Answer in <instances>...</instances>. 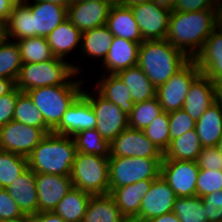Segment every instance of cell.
<instances>
[{
    "instance_id": "cell-1",
    "label": "cell",
    "mask_w": 222,
    "mask_h": 222,
    "mask_svg": "<svg viewBox=\"0 0 222 222\" xmlns=\"http://www.w3.org/2000/svg\"><path fill=\"white\" fill-rule=\"evenodd\" d=\"M215 29L216 10H172L166 40L193 59Z\"/></svg>"
},
{
    "instance_id": "cell-2",
    "label": "cell",
    "mask_w": 222,
    "mask_h": 222,
    "mask_svg": "<svg viewBox=\"0 0 222 222\" xmlns=\"http://www.w3.org/2000/svg\"><path fill=\"white\" fill-rule=\"evenodd\" d=\"M190 58L165 40L143 41L138 66L157 88L178 72Z\"/></svg>"
},
{
    "instance_id": "cell-3",
    "label": "cell",
    "mask_w": 222,
    "mask_h": 222,
    "mask_svg": "<svg viewBox=\"0 0 222 222\" xmlns=\"http://www.w3.org/2000/svg\"><path fill=\"white\" fill-rule=\"evenodd\" d=\"M76 153L72 137L49 133L27 157L28 167L35 174L70 176Z\"/></svg>"
},
{
    "instance_id": "cell-4",
    "label": "cell",
    "mask_w": 222,
    "mask_h": 222,
    "mask_svg": "<svg viewBox=\"0 0 222 222\" xmlns=\"http://www.w3.org/2000/svg\"><path fill=\"white\" fill-rule=\"evenodd\" d=\"M69 79L64 85L45 86L28 90L35 107L41 112L45 123L53 130L61 121L63 114L82 93L85 82L78 77ZM84 83V84H83Z\"/></svg>"
},
{
    "instance_id": "cell-5",
    "label": "cell",
    "mask_w": 222,
    "mask_h": 222,
    "mask_svg": "<svg viewBox=\"0 0 222 222\" xmlns=\"http://www.w3.org/2000/svg\"><path fill=\"white\" fill-rule=\"evenodd\" d=\"M81 69L59 57L38 63H23L16 87L21 92H27L38 87L64 85L75 73H81Z\"/></svg>"
},
{
    "instance_id": "cell-6",
    "label": "cell",
    "mask_w": 222,
    "mask_h": 222,
    "mask_svg": "<svg viewBox=\"0 0 222 222\" xmlns=\"http://www.w3.org/2000/svg\"><path fill=\"white\" fill-rule=\"evenodd\" d=\"M70 178L73 187L91 195L109 194V158L77 152Z\"/></svg>"
},
{
    "instance_id": "cell-7",
    "label": "cell",
    "mask_w": 222,
    "mask_h": 222,
    "mask_svg": "<svg viewBox=\"0 0 222 222\" xmlns=\"http://www.w3.org/2000/svg\"><path fill=\"white\" fill-rule=\"evenodd\" d=\"M163 158L110 157L109 189L160 176Z\"/></svg>"
},
{
    "instance_id": "cell-8",
    "label": "cell",
    "mask_w": 222,
    "mask_h": 222,
    "mask_svg": "<svg viewBox=\"0 0 222 222\" xmlns=\"http://www.w3.org/2000/svg\"><path fill=\"white\" fill-rule=\"evenodd\" d=\"M200 74L196 62L190 59L167 82L156 88V97L163 112L182 109L190 85Z\"/></svg>"
},
{
    "instance_id": "cell-9",
    "label": "cell",
    "mask_w": 222,
    "mask_h": 222,
    "mask_svg": "<svg viewBox=\"0 0 222 222\" xmlns=\"http://www.w3.org/2000/svg\"><path fill=\"white\" fill-rule=\"evenodd\" d=\"M96 95L82 90L95 113L97 123L95 129L111 143L123 130L128 128V116L113 102L104 98L97 90Z\"/></svg>"
},
{
    "instance_id": "cell-10",
    "label": "cell",
    "mask_w": 222,
    "mask_h": 222,
    "mask_svg": "<svg viewBox=\"0 0 222 222\" xmlns=\"http://www.w3.org/2000/svg\"><path fill=\"white\" fill-rule=\"evenodd\" d=\"M139 26L143 41L165 40L172 10L156 1L130 7Z\"/></svg>"
},
{
    "instance_id": "cell-11",
    "label": "cell",
    "mask_w": 222,
    "mask_h": 222,
    "mask_svg": "<svg viewBox=\"0 0 222 222\" xmlns=\"http://www.w3.org/2000/svg\"><path fill=\"white\" fill-rule=\"evenodd\" d=\"M46 135L40 128L12 120L0 127V150L28 157Z\"/></svg>"
},
{
    "instance_id": "cell-12",
    "label": "cell",
    "mask_w": 222,
    "mask_h": 222,
    "mask_svg": "<svg viewBox=\"0 0 222 222\" xmlns=\"http://www.w3.org/2000/svg\"><path fill=\"white\" fill-rule=\"evenodd\" d=\"M199 170L196 161L163 160L160 175L177 197H193Z\"/></svg>"
},
{
    "instance_id": "cell-13",
    "label": "cell",
    "mask_w": 222,
    "mask_h": 222,
    "mask_svg": "<svg viewBox=\"0 0 222 222\" xmlns=\"http://www.w3.org/2000/svg\"><path fill=\"white\" fill-rule=\"evenodd\" d=\"M110 157L163 158L143 130L127 128L110 143Z\"/></svg>"
},
{
    "instance_id": "cell-14",
    "label": "cell",
    "mask_w": 222,
    "mask_h": 222,
    "mask_svg": "<svg viewBox=\"0 0 222 222\" xmlns=\"http://www.w3.org/2000/svg\"><path fill=\"white\" fill-rule=\"evenodd\" d=\"M176 194L161 175L154 179L148 193L143 197L139 216L133 222L149 219L172 212Z\"/></svg>"
},
{
    "instance_id": "cell-15",
    "label": "cell",
    "mask_w": 222,
    "mask_h": 222,
    "mask_svg": "<svg viewBox=\"0 0 222 222\" xmlns=\"http://www.w3.org/2000/svg\"><path fill=\"white\" fill-rule=\"evenodd\" d=\"M96 123L97 119L91 103L81 93L63 114L60 123L52 133L72 137L80 131L95 128Z\"/></svg>"
},
{
    "instance_id": "cell-16",
    "label": "cell",
    "mask_w": 222,
    "mask_h": 222,
    "mask_svg": "<svg viewBox=\"0 0 222 222\" xmlns=\"http://www.w3.org/2000/svg\"><path fill=\"white\" fill-rule=\"evenodd\" d=\"M117 2L77 1L67 8L68 20L82 33L106 25L110 8Z\"/></svg>"
},
{
    "instance_id": "cell-17",
    "label": "cell",
    "mask_w": 222,
    "mask_h": 222,
    "mask_svg": "<svg viewBox=\"0 0 222 222\" xmlns=\"http://www.w3.org/2000/svg\"><path fill=\"white\" fill-rule=\"evenodd\" d=\"M72 187L70 176L36 174L38 212H52Z\"/></svg>"
},
{
    "instance_id": "cell-18",
    "label": "cell",
    "mask_w": 222,
    "mask_h": 222,
    "mask_svg": "<svg viewBox=\"0 0 222 222\" xmlns=\"http://www.w3.org/2000/svg\"><path fill=\"white\" fill-rule=\"evenodd\" d=\"M24 3L32 14V37L46 38L59 24L67 18V8L54 3L33 0Z\"/></svg>"
},
{
    "instance_id": "cell-19",
    "label": "cell",
    "mask_w": 222,
    "mask_h": 222,
    "mask_svg": "<svg viewBox=\"0 0 222 222\" xmlns=\"http://www.w3.org/2000/svg\"><path fill=\"white\" fill-rule=\"evenodd\" d=\"M196 62L202 75L212 82L222 78V31L215 29L206 39L202 49L195 55Z\"/></svg>"
},
{
    "instance_id": "cell-20",
    "label": "cell",
    "mask_w": 222,
    "mask_h": 222,
    "mask_svg": "<svg viewBox=\"0 0 222 222\" xmlns=\"http://www.w3.org/2000/svg\"><path fill=\"white\" fill-rule=\"evenodd\" d=\"M153 180H141L131 185L109 189L121 214L133 222L139 216L143 197L148 193Z\"/></svg>"
},
{
    "instance_id": "cell-21",
    "label": "cell",
    "mask_w": 222,
    "mask_h": 222,
    "mask_svg": "<svg viewBox=\"0 0 222 222\" xmlns=\"http://www.w3.org/2000/svg\"><path fill=\"white\" fill-rule=\"evenodd\" d=\"M141 43L114 36L109 52L101 63L103 71L107 74H117L121 70L137 65Z\"/></svg>"
},
{
    "instance_id": "cell-22",
    "label": "cell",
    "mask_w": 222,
    "mask_h": 222,
    "mask_svg": "<svg viewBox=\"0 0 222 222\" xmlns=\"http://www.w3.org/2000/svg\"><path fill=\"white\" fill-rule=\"evenodd\" d=\"M25 216L38 213L36 174L28 167L18 179L4 188Z\"/></svg>"
},
{
    "instance_id": "cell-23",
    "label": "cell",
    "mask_w": 222,
    "mask_h": 222,
    "mask_svg": "<svg viewBox=\"0 0 222 222\" xmlns=\"http://www.w3.org/2000/svg\"><path fill=\"white\" fill-rule=\"evenodd\" d=\"M215 103L213 82L200 74L190 85L182 109L198 121L208 107Z\"/></svg>"
},
{
    "instance_id": "cell-24",
    "label": "cell",
    "mask_w": 222,
    "mask_h": 222,
    "mask_svg": "<svg viewBox=\"0 0 222 222\" xmlns=\"http://www.w3.org/2000/svg\"><path fill=\"white\" fill-rule=\"evenodd\" d=\"M106 26L113 36L133 42H143L142 34L130 7L119 3L111 6Z\"/></svg>"
},
{
    "instance_id": "cell-25",
    "label": "cell",
    "mask_w": 222,
    "mask_h": 222,
    "mask_svg": "<svg viewBox=\"0 0 222 222\" xmlns=\"http://www.w3.org/2000/svg\"><path fill=\"white\" fill-rule=\"evenodd\" d=\"M47 42L55 57H65L76 48H81L82 32L68 19L59 24L47 37Z\"/></svg>"
},
{
    "instance_id": "cell-26",
    "label": "cell",
    "mask_w": 222,
    "mask_h": 222,
    "mask_svg": "<svg viewBox=\"0 0 222 222\" xmlns=\"http://www.w3.org/2000/svg\"><path fill=\"white\" fill-rule=\"evenodd\" d=\"M105 75V76H104ZM102 78L97 80V90L104 98L119 106L128 116L134 106L133 98L129 89L117 74H103Z\"/></svg>"
},
{
    "instance_id": "cell-27",
    "label": "cell",
    "mask_w": 222,
    "mask_h": 222,
    "mask_svg": "<svg viewBox=\"0 0 222 222\" xmlns=\"http://www.w3.org/2000/svg\"><path fill=\"white\" fill-rule=\"evenodd\" d=\"M203 147L217 146L222 136V107L216 102L206 109L195 127Z\"/></svg>"
},
{
    "instance_id": "cell-28",
    "label": "cell",
    "mask_w": 222,
    "mask_h": 222,
    "mask_svg": "<svg viewBox=\"0 0 222 222\" xmlns=\"http://www.w3.org/2000/svg\"><path fill=\"white\" fill-rule=\"evenodd\" d=\"M83 222H128L110 194L92 195Z\"/></svg>"
},
{
    "instance_id": "cell-29",
    "label": "cell",
    "mask_w": 222,
    "mask_h": 222,
    "mask_svg": "<svg viewBox=\"0 0 222 222\" xmlns=\"http://www.w3.org/2000/svg\"><path fill=\"white\" fill-rule=\"evenodd\" d=\"M117 75L129 89L134 104L156 97V87L138 65L121 70Z\"/></svg>"
},
{
    "instance_id": "cell-30",
    "label": "cell",
    "mask_w": 222,
    "mask_h": 222,
    "mask_svg": "<svg viewBox=\"0 0 222 222\" xmlns=\"http://www.w3.org/2000/svg\"><path fill=\"white\" fill-rule=\"evenodd\" d=\"M91 196L90 193L72 187L53 212L65 222H83Z\"/></svg>"
},
{
    "instance_id": "cell-31",
    "label": "cell",
    "mask_w": 222,
    "mask_h": 222,
    "mask_svg": "<svg viewBox=\"0 0 222 222\" xmlns=\"http://www.w3.org/2000/svg\"><path fill=\"white\" fill-rule=\"evenodd\" d=\"M113 34L106 25L90 29L82 33L81 48L79 49L86 57L106 58L113 41Z\"/></svg>"
},
{
    "instance_id": "cell-32",
    "label": "cell",
    "mask_w": 222,
    "mask_h": 222,
    "mask_svg": "<svg viewBox=\"0 0 222 222\" xmlns=\"http://www.w3.org/2000/svg\"><path fill=\"white\" fill-rule=\"evenodd\" d=\"M202 148L197 131L194 129L173 139L164 152L163 160L196 161Z\"/></svg>"
},
{
    "instance_id": "cell-33",
    "label": "cell",
    "mask_w": 222,
    "mask_h": 222,
    "mask_svg": "<svg viewBox=\"0 0 222 222\" xmlns=\"http://www.w3.org/2000/svg\"><path fill=\"white\" fill-rule=\"evenodd\" d=\"M13 120L40 128L46 134L52 133V129L45 123L43 115L26 92H20L17 96Z\"/></svg>"
},
{
    "instance_id": "cell-34",
    "label": "cell",
    "mask_w": 222,
    "mask_h": 222,
    "mask_svg": "<svg viewBox=\"0 0 222 222\" xmlns=\"http://www.w3.org/2000/svg\"><path fill=\"white\" fill-rule=\"evenodd\" d=\"M5 29L6 38L10 40L17 41L32 37L31 10L24 3L14 5L9 19L5 24Z\"/></svg>"
},
{
    "instance_id": "cell-35",
    "label": "cell",
    "mask_w": 222,
    "mask_h": 222,
    "mask_svg": "<svg viewBox=\"0 0 222 222\" xmlns=\"http://www.w3.org/2000/svg\"><path fill=\"white\" fill-rule=\"evenodd\" d=\"M77 152L110 158V143L95 129L84 130L72 136Z\"/></svg>"
},
{
    "instance_id": "cell-36",
    "label": "cell",
    "mask_w": 222,
    "mask_h": 222,
    "mask_svg": "<svg viewBox=\"0 0 222 222\" xmlns=\"http://www.w3.org/2000/svg\"><path fill=\"white\" fill-rule=\"evenodd\" d=\"M22 64L17 42L6 38L0 44V78H8L16 82Z\"/></svg>"
},
{
    "instance_id": "cell-37",
    "label": "cell",
    "mask_w": 222,
    "mask_h": 222,
    "mask_svg": "<svg viewBox=\"0 0 222 222\" xmlns=\"http://www.w3.org/2000/svg\"><path fill=\"white\" fill-rule=\"evenodd\" d=\"M16 42L20 49L22 63H38L55 57L44 37L23 38Z\"/></svg>"
},
{
    "instance_id": "cell-38",
    "label": "cell",
    "mask_w": 222,
    "mask_h": 222,
    "mask_svg": "<svg viewBox=\"0 0 222 222\" xmlns=\"http://www.w3.org/2000/svg\"><path fill=\"white\" fill-rule=\"evenodd\" d=\"M27 168V157L0 150V188L12 184Z\"/></svg>"
},
{
    "instance_id": "cell-39",
    "label": "cell",
    "mask_w": 222,
    "mask_h": 222,
    "mask_svg": "<svg viewBox=\"0 0 222 222\" xmlns=\"http://www.w3.org/2000/svg\"><path fill=\"white\" fill-rule=\"evenodd\" d=\"M163 113L162 106L157 97L134 104L132 112L128 115V127L144 130L154 118Z\"/></svg>"
},
{
    "instance_id": "cell-40",
    "label": "cell",
    "mask_w": 222,
    "mask_h": 222,
    "mask_svg": "<svg viewBox=\"0 0 222 222\" xmlns=\"http://www.w3.org/2000/svg\"><path fill=\"white\" fill-rule=\"evenodd\" d=\"M172 212L180 222H208L203 200L199 196L176 197Z\"/></svg>"
},
{
    "instance_id": "cell-41",
    "label": "cell",
    "mask_w": 222,
    "mask_h": 222,
    "mask_svg": "<svg viewBox=\"0 0 222 222\" xmlns=\"http://www.w3.org/2000/svg\"><path fill=\"white\" fill-rule=\"evenodd\" d=\"M143 132L148 139L164 154L170 145V124L167 112L160 116L146 127Z\"/></svg>"
},
{
    "instance_id": "cell-42",
    "label": "cell",
    "mask_w": 222,
    "mask_h": 222,
    "mask_svg": "<svg viewBox=\"0 0 222 222\" xmlns=\"http://www.w3.org/2000/svg\"><path fill=\"white\" fill-rule=\"evenodd\" d=\"M222 190V171L200 169L196 183V196L204 197Z\"/></svg>"
},
{
    "instance_id": "cell-43",
    "label": "cell",
    "mask_w": 222,
    "mask_h": 222,
    "mask_svg": "<svg viewBox=\"0 0 222 222\" xmlns=\"http://www.w3.org/2000/svg\"><path fill=\"white\" fill-rule=\"evenodd\" d=\"M168 117L170 124V142L188 131L194 130L196 127L195 120L183 109L169 112Z\"/></svg>"
},
{
    "instance_id": "cell-44",
    "label": "cell",
    "mask_w": 222,
    "mask_h": 222,
    "mask_svg": "<svg viewBox=\"0 0 222 222\" xmlns=\"http://www.w3.org/2000/svg\"><path fill=\"white\" fill-rule=\"evenodd\" d=\"M196 162L199 169L222 171V154L216 146L203 147Z\"/></svg>"
},
{
    "instance_id": "cell-45",
    "label": "cell",
    "mask_w": 222,
    "mask_h": 222,
    "mask_svg": "<svg viewBox=\"0 0 222 222\" xmlns=\"http://www.w3.org/2000/svg\"><path fill=\"white\" fill-rule=\"evenodd\" d=\"M208 222H222V190L202 197Z\"/></svg>"
},
{
    "instance_id": "cell-46",
    "label": "cell",
    "mask_w": 222,
    "mask_h": 222,
    "mask_svg": "<svg viewBox=\"0 0 222 222\" xmlns=\"http://www.w3.org/2000/svg\"><path fill=\"white\" fill-rule=\"evenodd\" d=\"M25 217L17 203L4 188H0V221L16 220Z\"/></svg>"
},
{
    "instance_id": "cell-47",
    "label": "cell",
    "mask_w": 222,
    "mask_h": 222,
    "mask_svg": "<svg viewBox=\"0 0 222 222\" xmlns=\"http://www.w3.org/2000/svg\"><path fill=\"white\" fill-rule=\"evenodd\" d=\"M21 91L15 87L11 92L0 97V127L13 120L17 96Z\"/></svg>"
},
{
    "instance_id": "cell-48",
    "label": "cell",
    "mask_w": 222,
    "mask_h": 222,
    "mask_svg": "<svg viewBox=\"0 0 222 222\" xmlns=\"http://www.w3.org/2000/svg\"><path fill=\"white\" fill-rule=\"evenodd\" d=\"M216 0H177L174 11L195 12L201 10H216Z\"/></svg>"
},
{
    "instance_id": "cell-49",
    "label": "cell",
    "mask_w": 222,
    "mask_h": 222,
    "mask_svg": "<svg viewBox=\"0 0 222 222\" xmlns=\"http://www.w3.org/2000/svg\"><path fill=\"white\" fill-rule=\"evenodd\" d=\"M30 222H65L59 215L52 212H38L29 216Z\"/></svg>"
},
{
    "instance_id": "cell-50",
    "label": "cell",
    "mask_w": 222,
    "mask_h": 222,
    "mask_svg": "<svg viewBox=\"0 0 222 222\" xmlns=\"http://www.w3.org/2000/svg\"><path fill=\"white\" fill-rule=\"evenodd\" d=\"M14 4L9 0H0V22L6 24Z\"/></svg>"
},
{
    "instance_id": "cell-51",
    "label": "cell",
    "mask_w": 222,
    "mask_h": 222,
    "mask_svg": "<svg viewBox=\"0 0 222 222\" xmlns=\"http://www.w3.org/2000/svg\"><path fill=\"white\" fill-rule=\"evenodd\" d=\"M16 87V82L8 78H0V97L8 94Z\"/></svg>"
},
{
    "instance_id": "cell-52",
    "label": "cell",
    "mask_w": 222,
    "mask_h": 222,
    "mask_svg": "<svg viewBox=\"0 0 222 222\" xmlns=\"http://www.w3.org/2000/svg\"><path fill=\"white\" fill-rule=\"evenodd\" d=\"M146 222H180L174 212H169L161 216H156Z\"/></svg>"
},
{
    "instance_id": "cell-53",
    "label": "cell",
    "mask_w": 222,
    "mask_h": 222,
    "mask_svg": "<svg viewBox=\"0 0 222 222\" xmlns=\"http://www.w3.org/2000/svg\"><path fill=\"white\" fill-rule=\"evenodd\" d=\"M215 102L222 107V78L213 81Z\"/></svg>"
},
{
    "instance_id": "cell-54",
    "label": "cell",
    "mask_w": 222,
    "mask_h": 222,
    "mask_svg": "<svg viewBox=\"0 0 222 222\" xmlns=\"http://www.w3.org/2000/svg\"><path fill=\"white\" fill-rule=\"evenodd\" d=\"M216 28L222 31V0H216Z\"/></svg>"
},
{
    "instance_id": "cell-55",
    "label": "cell",
    "mask_w": 222,
    "mask_h": 222,
    "mask_svg": "<svg viewBox=\"0 0 222 222\" xmlns=\"http://www.w3.org/2000/svg\"><path fill=\"white\" fill-rule=\"evenodd\" d=\"M150 1H153V0H117V3L125 7H131L133 5H139V4L147 3Z\"/></svg>"
},
{
    "instance_id": "cell-56",
    "label": "cell",
    "mask_w": 222,
    "mask_h": 222,
    "mask_svg": "<svg viewBox=\"0 0 222 222\" xmlns=\"http://www.w3.org/2000/svg\"><path fill=\"white\" fill-rule=\"evenodd\" d=\"M156 1L158 4L165 8H169L170 10H173V8L176 6L177 0H153Z\"/></svg>"
},
{
    "instance_id": "cell-57",
    "label": "cell",
    "mask_w": 222,
    "mask_h": 222,
    "mask_svg": "<svg viewBox=\"0 0 222 222\" xmlns=\"http://www.w3.org/2000/svg\"><path fill=\"white\" fill-rule=\"evenodd\" d=\"M40 1L54 3L60 6H64L66 8H68L74 2V0H40Z\"/></svg>"
},
{
    "instance_id": "cell-58",
    "label": "cell",
    "mask_w": 222,
    "mask_h": 222,
    "mask_svg": "<svg viewBox=\"0 0 222 222\" xmlns=\"http://www.w3.org/2000/svg\"><path fill=\"white\" fill-rule=\"evenodd\" d=\"M6 39L5 24L0 22V44Z\"/></svg>"
},
{
    "instance_id": "cell-59",
    "label": "cell",
    "mask_w": 222,
    "mask_h": 222,
    "mask_svg": "<svg viewBox=\"0 0 222 222\" xmlns=\"http://www.w3.org/2000/svg\"><path fill=\"white\" fill-rule=\"evenodd\" d=\"M0 222H30L29 221V216H25L21 219H16V220H2Z\"/></svg>"
},
{
    "instance_id": "cell-60",
    "label": "cell",
    "mask_w": 222,
    "mask_h": 222,
    "mask_svg": "<svg viewBox=\"0 0 222 222\" xmlns=\"http://www.w3.org/2000/svg\"><path fill=\"white\" fill-rule=\"evenodd\" d=\"M216 147L219 150V152L222 154V136L220 137Z\"/></svg>"
},
{
    "instance_id": "cell-61",
    "label": "cell",
    "mask_w": 222,
    "mask_h": 222,
    "mask_svg": "<svg viewBox=\"0 0 222 222\" xmlns=\"http://www.w3.org/2000/svg\"><path fill=\"white\" fill-rule=\"evenodd\" d=\"M12 2L14 5H20L26 2V0H9Z\"/></svg>"
},
{
    "instance_id": "cell-62",
    "label": "cell",
    "mask_w": 222,
    "mask_h": 222,
    "mask_svg": "<svg viewBox=\"0 0 222 222\" xmlns=\"http://www.w3.org/2000/svg\"><path fill=\"white\" fill-rule=\"evenodd\" d=\"M77 1H85V2H88V1H103V2H117V0H77Z\"/></svg>"
}]
</instances>
